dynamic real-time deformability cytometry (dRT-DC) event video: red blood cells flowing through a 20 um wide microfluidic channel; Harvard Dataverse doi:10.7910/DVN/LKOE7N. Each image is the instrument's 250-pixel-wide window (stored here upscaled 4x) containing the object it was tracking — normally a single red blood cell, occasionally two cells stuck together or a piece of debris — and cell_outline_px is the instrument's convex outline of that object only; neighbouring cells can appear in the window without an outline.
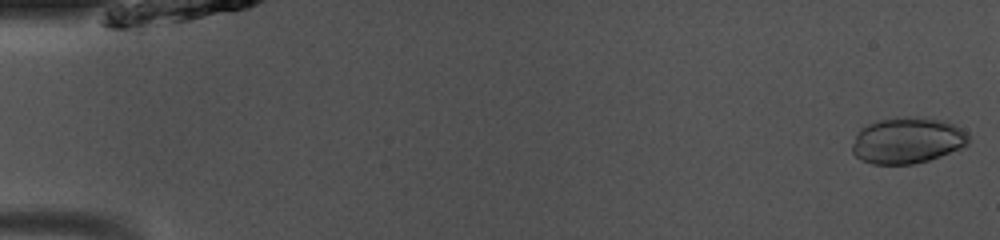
{"species": "common noctule bat (a hibernating species)", "species_latin": "Nyctalus noctula", "temperature_condition": "room temperature", "stored_images_in_passage": 48, "camera_frame_rate_fps": 3000, "um_per_image_px": 0.085, "animal": {"sex": "male", "body_mass_g": 13.0, "forearm_length_mm": 53.1}, "frame": {"image": 1, "passage_image": 1, "time_ms": 0.0, "image_size_px": [1000, 240], "cell_outline_px": [[968, 144], [960, 148], [928, 160], [912, 164], [872, 164], [860, 160], [852, 152], [852, 144], [860, 128], [868, 124], [880, 120], [940, 120], [952, 124], [968, 132]], "centroid_in_image_um": [77.09, 12.0], "position_along_channel_um": 7.9, "area_um2": 30.11}}
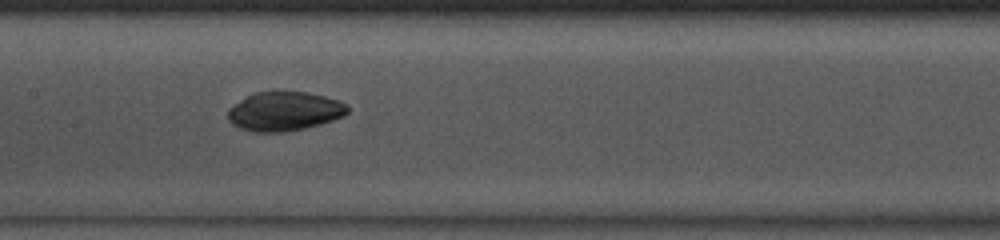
{"frame": {"image": 2, "passage_image": 24, "time_ms": 7.667, "image_size_px": [1000, 240], "cell_outline_px": [[348, 112], [344, 116], [320, 124], [304, 128], [284, 132], [252, 132], [240, 128], [232, 124], [228, 120], [228, 108], [240, 100], [256, 92], [272, 88], [308, 92], [324, 96], [348, 104]], "centroid_in_image_um": [24.15, 9.42], "position_along_channel_um": 183.3, "area_um2": 27.92}}
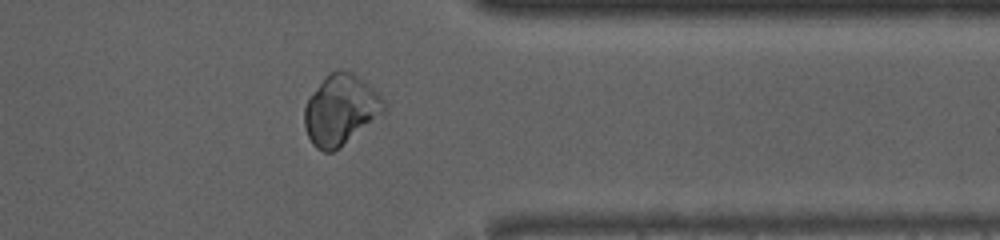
{"frame": {"image": 3, "passage_image": 39, "time_ms": 12.667, "image_size_px": [1000, 240], "cell_outline_px": [[388, 108], [384, 112], [340, 148], [332, 152], [324, 152], [316, 148], [312, 144], [304, 128], [304, 108], [308, 100], [324, 76], [336, 68], [340, 68], [352, 72], [364, 80], [384, 100]], "centroid_in_image_um": [28.94, 9.33], "position_along_channel_um": 382.5, "area_um2": 32.66}}